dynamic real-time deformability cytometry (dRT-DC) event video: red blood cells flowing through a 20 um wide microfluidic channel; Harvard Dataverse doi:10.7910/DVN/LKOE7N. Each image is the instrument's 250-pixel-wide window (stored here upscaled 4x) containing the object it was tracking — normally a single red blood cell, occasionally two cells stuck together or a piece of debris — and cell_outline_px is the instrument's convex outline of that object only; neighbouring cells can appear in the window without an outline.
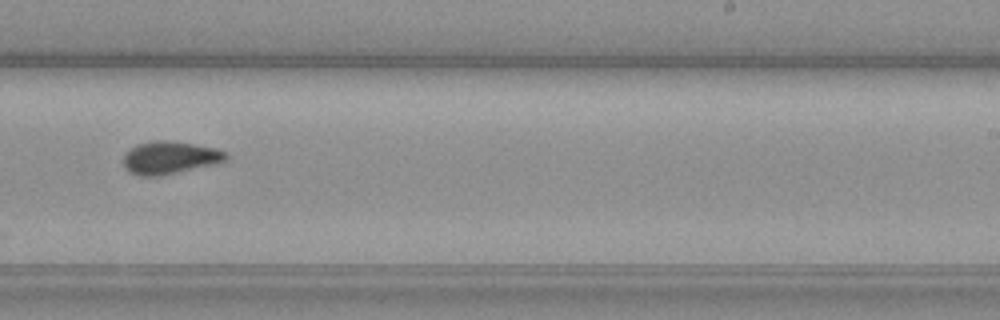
{"species": "common noctule bat (a hibernating species)", "species_latin": "Nyctalus noctula", "temperature_condition": "warm", "stored_images_in_passage": 11, "camera_frame_rate_fps": 3000, "um_per_image_px": 0.085, "animal": {"sex": "female", "body_mass_g": 19.3, "forearm_length_mm": 54.1}, "frame": {"image": 1, "passage_image": 10, "time_ms": 11.667, "image_size_px": [1000, 320], "cell_outline_px": [[228, 156], [224, 160], [216, 164], [160, 176], [140, 176], [128, 172], [124, 164], [124, 156], [132, 148], [140, 144], [152, 140], [168, 140], [216, 148], [228, 152]], "centroid_in_image_um": [14.46, 13.41], "position_along_channel_um": 274.5, "area_um2": 19.42}}